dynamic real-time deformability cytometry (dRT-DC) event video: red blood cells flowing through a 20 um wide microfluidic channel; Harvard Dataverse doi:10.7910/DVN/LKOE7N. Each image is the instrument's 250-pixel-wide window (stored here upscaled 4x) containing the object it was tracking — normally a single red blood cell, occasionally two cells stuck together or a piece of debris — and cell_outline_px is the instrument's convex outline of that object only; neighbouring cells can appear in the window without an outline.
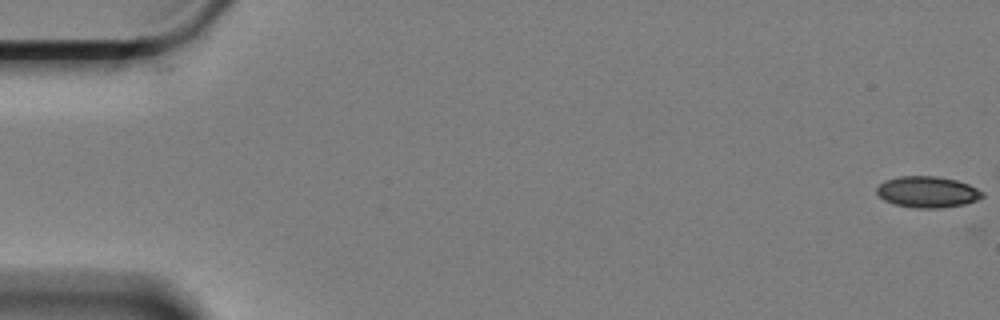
{"species": "Egyptian fruit bat (a non-hibernating species)", "species_latin": "Rousettus aegyptiacus", "temperature_condition": "cold", "stored_images_in_passage": 11, "camera_frame_rate_fps": 3000, "um_per_image_px": 0.085, "animal": {"sex": "female"}, "frame": {"image": 1, "passage_image": 1, "time_ms": 0.0, "image_size_px": [1000, 320], "cell_outline_px": [[984, 196], [976, 200], [964, 204], [940, 208], [916, 208], [896, 204], [884, 200], [876, 192], [876, 188], [884, 180], [896, 176], [936, 176], [956, 180], [968, 184], [984, 192]], "centroid_in_image_um": [78.82, 16.3], "position_along_channel_um": 6.2, "area_um2": 19.19}}